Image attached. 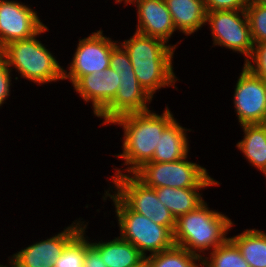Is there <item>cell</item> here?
<instances>
[{
	"mask_svg": "<svg viewBox=\"0 0 266 267\" xmlns=\"http://www.w3.org/2000/svg\"><path fill=\"white\" fill-rule=\"evenodd\" d=\"M162 39L135 32L130 40L122 43L129 55L139 84L153 98L157 89L174 85L172 57L176 46H167Z\"/></svg>",
	"mask_w": 266,
	"mask_h": 267,
	"instance_id": "cell-1",
	"label": "cell"
},
{
	"mask_svg": "<svg viewBox=\"0 0 266 267\" xmlns=\"http://www.w3.org/2000/svg\"><path fill=\"white\" fill-rule=\"evenodd\" d=\"M173 120L174 117L167 108L161 116L148 110L124 115L112 122L124 128L123 153L116 157H121L125 159V164L132 165L127 172L134 174L152 160L163 130Z\"/></svg>",
	"mask_w": 266,
	"mask_h": 267,
	"instance_id": "cell-2",
	"label": "cell"
},
{
	"mask_svg": "<svg viewBox=\"0 0 266 267\" xmlns=\"http://www.w3.org/2000/svg\"><path fill=\"white\" fill-rule=\"evenodd\" d=\"M205 203L176 219L174 243L190 253L197 254L196 249L201 252L209 247L214 250L228 239L224 235L233 226L228 217L208 210Z\"/></svg>",
	"mask_w": 266,
	"mask_h": 267,
	"instance_id": "cell-3",
	"label": "cell"
},
{
	"mask_svg": "<svg viewBox=\"0 0 266 267\" xmlns=\"http://www.w3.org/2000/svg\"><path fill=\"white\" fill-rule=\"evenodd\" d=\"M109 64L120 76V83L114 100L98 117H103V123L109 124L124 115L148 111L146 102L152 97L139 84L127 51L116 44L112 49Z\"/></svg>",
	"mask_w": 266,
	"mask_h": 267,
	"instance_id": "cell-4",
	"label": "cell"
},
{
	"mask_svg": "<svg viewBox=\"0 0 266 267\" xmlns=\"http://www.w3.org/2000/svg\"><path fill=\"white\" fill-rule=\"evenodd\" d=\"M107 192L105 195L112 198L115 204L122 239L132 243L144 256L145 251L155 254L175 245L170 228L131 210L116 194Z\"/></svg>",
	"mask_w": 266,
	"mask_h": 267,
	"instance_id": "cell-5",
	"label": "cell"
},
{
	"mask_svg": "<svg viewBox=\"0 0 266 267\" xmlns=\"http://www.w3.org/2000/svg\"><path fill=\"white\" fill-rule=\"evenodd\" d=\"M18 40L9 43L0 54L5 58L9 68L14 66L27 78L36 83H45L63 79V70L53 55L35 39Z\"/></svg>",
	"mask_w": 266,
	"mask_h": 267,
	"instance_id": "cell-6",
	"label": "cell"
},
{
	"mask_svg": "<svg viewBox=\"0 0 266 267\" xmlns=\"http://www.w3.org/2000/svg\"><path fill=\"white\" fill-rule=\"evenodd\" d=\"M175 162H147L134 175L150 188H191L218 185L206 169L186 160Z\"/></svg>",
	"mask_w": 266,
	"mask_h": 267,
	"instance_id": "cell-7",
	"label": "cell"
},
{
	"mask_svg": "<svg viewBox=\"0 0 266 267\" xmlns=\"http://www.w3.org/2000/svg\"><path fill=\"white\" fill-rule=\"evenodd\" d=\"M113 183L118 190L116 195L131 210L174 231L176 219L168 208L160 202L155 188L146 186L135 175L130 177L122 174L120 169L114 175Z\"/></svg>",
	"mask_w": 266,
	"mask_h": 267,
	"instance_id": "cell-8",
	"label": "cell"
},
{
	"mask_svg": "<svg viewBox=\"0 0 266 267\" xmlns=\"http://www.w3.org/2000/svg\"><path fill=\"white\" fill-rule=\"evenodd\" d=\"M205 21L210 23L215 45L251 56L254 43L245 10L209 11Z\"/></svg>",
	"mask_w": 266,
	"mask_h": 267,
	"instance_id": "cell-9",
	"label": "cell"
},
{
	"mask_svg": "<svg viewBox=\"0 0 266 267\" xmlns=\"http://www.w3.org/2000/svg\"><path fill=\"white\" fill-rule=\"evenodd\" d=\"M116 41L102 35L99 30L88 38L79 39L78 48L70 65V72L63 70V79L69 78L73 85L84 75L103 71L110 67V58Z\"/></svg>",
	"mask_w": 266,
	"mask_h": 267,
	"instance_id": "cell-10",
	"label": "cell"
},
{
	"mask_svg": "<svg viewBox=\"0 0 266 267\" xmlns=\"http://www.w3.org/2000/svg\"><path fill=\"white\" fill-rule=\"evenodd\" d=\"M234 104L241 126L266 123V81L245 65L236 83Z\"/></svg>",
	"mask_w": 266,
	"mask_h": 267,
	"instance_id": "cell-11",
	"label": "cell"
},
{
	"mask_svg": "<svg viewBox=\"0 0 266 267\" xmlns=\"http://www.w3.org/2000/svg\"><path fill=\"white\" fill-rule=\"evenodd\" d=\"M46 30L36 12L26 5L0 0V51L11 42L31 38Z\"/></svg>",
	"mask_w": 266,
	"mask_h": 267,
	"instance_id": "cell-12",
	"label": "cell"
},
{
	"mask_svg": "<svg viewBox=\"0 0 266 267\" xmlns=\"http://www.w3.org/2000/svg\"><path fill=\"white\" fill-rule=\"evenodd\" d=\"M77 223L63 232L19 251L11 259L12 267H54L65 246L82 230ZM78 225V226H77Z\"/></svg>",
	"mask_w": 266,
	"mask_h": 267,
	"instance_id": "cell-13",
	"label": "cell"
},
{
	"mask_svg": "<svg viewBox=\"0 0 266 267\" xmlns=\"http://www.w3.org/2000/svg\"><path fill=\"white\" fill-rule=\"evenodd\" d=\"M120 76L111 67L82 76L73 86L82 98L92 101L94 114L98 116L115 98Z\"/></svg>",
	"mask_w": 266,
	"mask_h": 267,
	"instance_id": "cell-14",
	"label": "cell"
},
{
	"mask_svg": "<svg viewBox=\"0 0 266 267\" xmlns=\"http://www.w3.org/2000/svg\"><path fill=\"white\" fill-rule=\"evenodd\" d=\"M136 32L167 42L176 30L165 0H137Z\"/></svg>",
	"mask_w": 266,
	"mask_h": 267,
	"instance_id": "cell-15",
	"label": "cell"
},
{
	"mask_svg": "<svg viewBox=\"0 0 266 267\" xmlns=\"http://www.w3.org/2000/svg\"><path fill=\"white\" fill-rule=\"evenodd\" d=\"M175 29L189 35L206 23V8L203 0H165Z\"/></svg>",
	"mask_w": 266,
	"mask_h": 267,
	"instance_id": "cell-16",
	"label": "cell"
},
{
	"mask_svg": "<svg viewBox=\"0 0 266 267\" xmlns=\"http://www.w3.org/2000/svg\"><path fill=\"white\" fill-rule=\"evenodd\" d=\"M101 255L106 267H139L145 257L132 243L116 238L105 243H90Z\"/></svg>",
	"mask_w": 266,
	"mask_h": 267,
	"instance_id": "cell-17",
	"label": "cell"
},
{
	"mask_svg": "<svg viewBox=\"0 0 266 267\" xmlns=\"http://www.w3.org/2000/svg\"><path fill=\"white\" fill-rule=\"evenodd\" d=\"M186 129L174 119L164 130L156 145L151 162H175L187 156Z\"/></svg>",
	"mask_w": 266,
	"mask_h": 267,
	"instance_id": "cell-18",
	"label": "cell"
},
{
	"mask_svg": "<svg viewBox=\"0 0 266 267\" xmlns=\"http://www.w3.org/2000/svg\"><path fill=\"white\" fill-rule=\"evenodd\" d=\"M205 187L191 188H171L161 187L155 188L156 194L160 202L165 205L172 215L177 219L181 215H185L190 211L195 210L204 201L199 190Z\"/></svg>",
	"mask_w": 266,
	"mask_h": 267,
	"instance_id": "cell-19",
	"label": "cell"
},
{
	"mask_svg": "<svg viewBox=\"0 0 266 267\" xmlns=\"http://www.w3.org/2000/svg\"><path fill=\"white\" fill-rule=\"evenodd\" d=\"M245 136L237 147L256 168H266V123L242 125Z\"/></svg>",
	"mask_w": 266,
	"mask_h": 267,
	"instance_id": "cell-20",
	"label": "cell"
},
{
	"mask_svg": "<svg viewBox=\"0 0 266 267\" xmlns=\"http://www.w3.org/2000/svg\"><path fill=\"white\" fill-rule=\"evenodd\" d=\"M239 248L250 267H266V234L259 230H246L230 238Z\"/></svg>",
	"mask_w": 266,
	"mask_h": 267,
	"instance_id": "cell-21",
	"label": "cell"
},
{
	"mask_svg": "<svg viewBox=\"0 0 266 267\" xmlns=\"http://www.w3.org/2000/svg\"><path fill=\"white\" fill-rule=\"evenodd\" d=\"M203 257L190 253L185 248L177 245L162 252L145 257L146 267H199L194 261Z\"/></svg>",
	"mask_w": 266,
	"mask_h": 267,
	"instance_id": "cell-22",
	"label": "cell"
},
{
	"mask_svg": "<svg viewBox=\"0 0 266 267\" xmlns=\"http://www.w3.org/2000/svg\"><path fill=\"white\" fill-rule=\"evenodd\" d=\"M210 261L201 259V266L205 267H250L243 258L237 245L228 238L211 253Z\"/></svg>",
	"mask_w": 266,
	"mask_h": 267,
	"instance_id": "cell-23",
	"label": "cell"
},
{
	"mask_svg": "<svg viewBox=\"0 0 266 267\" xmlns=\"http://www.w3.org/2000/svg\"><path fill=\"white\" fill-rule=\"evenodd\" d=\"M86 225L65 246L62 254L55 261L54 267H84V256L86 249L91 245L84 238Z\"/></svg>",
	"mask_w": 266,
	"mask_h": 267,
	"instance_id": "cell-24",
	"label": "cell"
},
{
	"mask_svg": "<svg viewBox=\"0 0 266 267\" xmlns=\"http://www.w3.org/2000/svg\"><path fill=\"white\" fill-rule=\"evenodd\" d=\"M246 14L254 44L266 42V6L247 3Z\"/></svg>",
	"mask_w": 266,
	"mask_h": 267,
	"instance_id": "cell-25",
	"label": "cell"
},
{
	"mask_svg": "<svg viewBox=\"0 0 266 267\" xmlns=\"http://www.w3.org/2000/svg\"><path fill=\"white\" fill-rule=\"evenodd\" d=\"M254 46L250 59L256 64H251L249 59H245V66L255 75L266 81V42L257 43Z\"/></svg>",
	"mask_w": 266,
	"mask_h": 267,
	"instance_id": "cell-26",
	"label": "cell"
},
{
	"mask_svg": "<svg viewBox=\"0 0 266 267\" xmlns=\"http://www.w3.org/2000/svg\"><path fill=\"white\" fill-rule=\"evenodd\" d=\"M206 11L245 10L247 0H203Z\"/></svg>",
	"mask_w": 266,
	"mask_h": 267,
	"instance_id": "cell-27",
	"label": "cell"
},
{
	"mask_svg": "<svg viewBox=\"0 0 266 267\" xmlns=\"http://www.w3.org/2000/svg\"><path fill=\"white\" fill-rule=\"evenodd\" d=\"M5 58L0 54V106L10 91V69Z\"/></svg>",
	"mask_w": 266,
	"mask_h": 267,
	"instance_id": "cell-28",
	"label": "cell"
},
{
	"mask_svg": "<svg viewBox=\"0 0 266 267\" xmlns=\"http://www.w3.org/2000/svg\"><path fill=\"white\" fill-rule=\"evenodd\" d=\"M84 267H106L100 253L92 245L85 251Z\"/></svg>",
	"mask_w": 266,
	"mask_h": 267,
	"instance_id": "cell-29",
	"label": "cell"
},
{
	"mask_svg": "<svg viewBox=\"0 0 266 267\" xmlns=\"http://www.w3.org/2000/svg\"><path fill=\"white\" fill-rule=\"evenodd\" d=\"M248 3H256L266 6V0H247Z\"/></svg>",
	"mask_w": 266,
	"mask_h": 267,
	"instance_id": "cell-30",
	"label": "cell"
},
{
	"mask_svg": "<svg viewBox=\"0 0 266 267\" xmlns=\"http://www.w3.org/2000/svg\"><path fill=\"white\" fill-rule=\"evenodd\" d=\"M122 0H116V2H121ZM133 1H134V3H135V1H137V0H125V3H133Z\"/></svg>",
	"mask_w": 266,
	"mask_h": 267,
	"instance_id": "cell-31",
	"label": "cell"
},
{
	"mask_svg": "<svg viewBox=\"0 0 266 267\" xmlns=\"http://www.w3.org/2000/svg\"><path fill=\"white\" fill-rule=\"evenodd\" d=\"M139 267H146L145 262L142 265H140Z\"/></svg>",
	"mask_w": 266,
	"mask_h": 267,
	"instance_id": "cell-32",
	"label": "cell"
},
{
	"mask_svg": "<svg viewBox=\"0 0 266 267\" xmlns=\"http://www.w3.org/2000/svg\"><path fill=\"white\" fill-rule=\"evenodd\" d=\"M263 173L265 174V176H266V168L263 170Z\"/></svg>",
	"mask_w": 266,
	"mask_h": 267,
	"instance_id": "cell-33",
	"label": "cell"
}]
</instances>
